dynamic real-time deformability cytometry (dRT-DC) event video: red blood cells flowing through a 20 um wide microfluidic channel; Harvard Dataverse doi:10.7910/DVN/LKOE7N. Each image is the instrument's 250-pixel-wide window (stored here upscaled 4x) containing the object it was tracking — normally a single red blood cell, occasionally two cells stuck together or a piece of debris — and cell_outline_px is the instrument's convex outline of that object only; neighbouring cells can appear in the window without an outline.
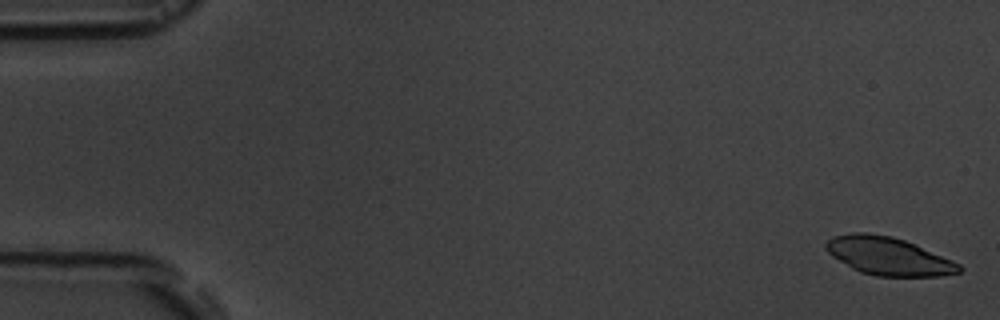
{"species": "common noctule bat (a hibernating species)", "species_latin": "Nyctalus noctula", "temperature_condition": "room temperature", "stored_images_in_passage": 5, "camera_frame_rate_fps": 3000, "um_per_image_px": 0.085, "animal": {"sex": "male", "body_mass_g": 19.5, "forearm_length_mm": 54.6}, "frame": {"image": 1, "passage_image": 1, "time_ms": 0.0, "image_size_px": [1000, 320], "cell_outline_px": [[964, 268], [960, 272], [940, 276], [876, 276], [860, 272], [852, 268], [832, 256], [824, 248], [824, 244], [828, 240], [836, 236], [852, 232], [868, 232], [892, 236], [904, 240], [952, 260], [960, 264]], "centroid_in_image_um": [75.5, 21.77], "position_along_channel_um": 9.5, "area_um2": 29.36}}